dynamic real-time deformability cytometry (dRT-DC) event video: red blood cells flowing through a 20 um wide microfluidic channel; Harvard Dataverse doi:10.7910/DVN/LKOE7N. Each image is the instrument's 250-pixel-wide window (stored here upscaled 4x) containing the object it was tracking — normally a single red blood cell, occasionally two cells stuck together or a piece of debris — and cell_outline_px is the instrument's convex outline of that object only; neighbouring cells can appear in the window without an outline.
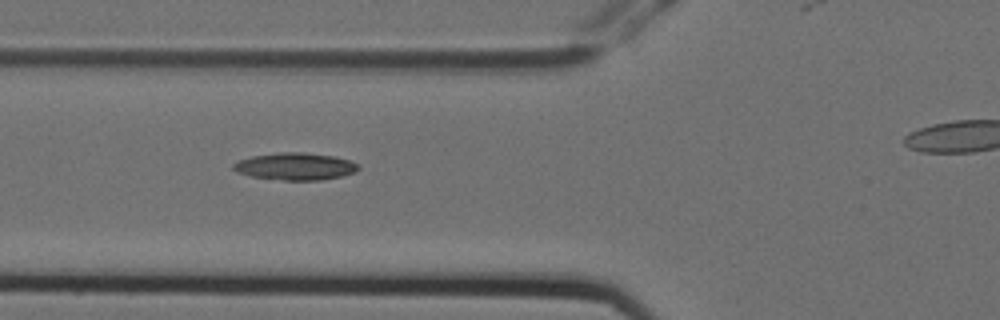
{"species": "Egyptian fruit bat (a non-hibernating species)", "species_latin": "Rousettus aegyptiacus", "temperature_condition": "cold", "stored_images_in_passage": 7, "camera_frame_rate_fps": 3000, "um_per_image_px": 0.085, "animal": {"sex": "female"}, "frame": {"image": 1, "passage_image": 4, "time_ms": 1.0, "image_size_px": [1000, 320], "cell_outline_px": [[360, 168], [356, 172], [340, 176], [320, 180], [284, 180], [252, 176], [236, 172], [232, 168], [232, 164], [240, 160], [252, 156], [280, 152], [304, 152], [332, 156], [348, 160], [360, 164]], "centroid_in_image_um": [25.11, 14.14], "position_along_channel_um": 100.7, "area_um2": 19.71}}
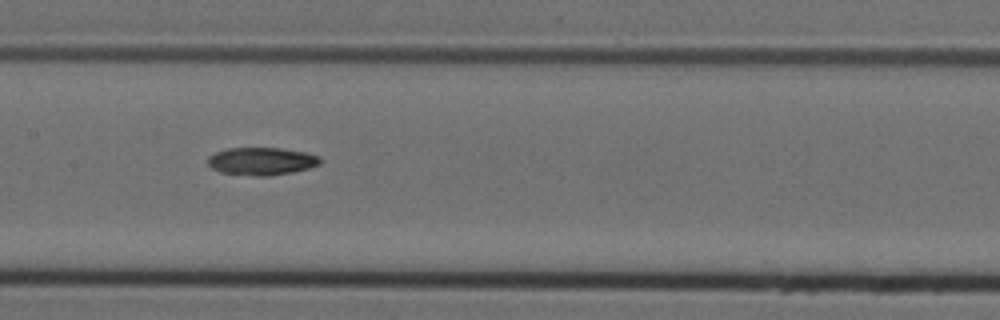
{"frame": {"image": 2, "passage_image": 6, "time_ms": 1.667, "image_size_px": [1000, 320], "cell_outline_px": [[320, 164], [308, 168], [292, 172], [268, 176], [256, 176], [220, 172], [212, 168], [208, 164], [208, 156], [216, 152], [228, 148], [280, 148], [308, 152], [320, 156]], "centroid_in_image_um": [22.24, 13.7], "position_along_channel_um": 185.2, "area_um2": 18.15}}
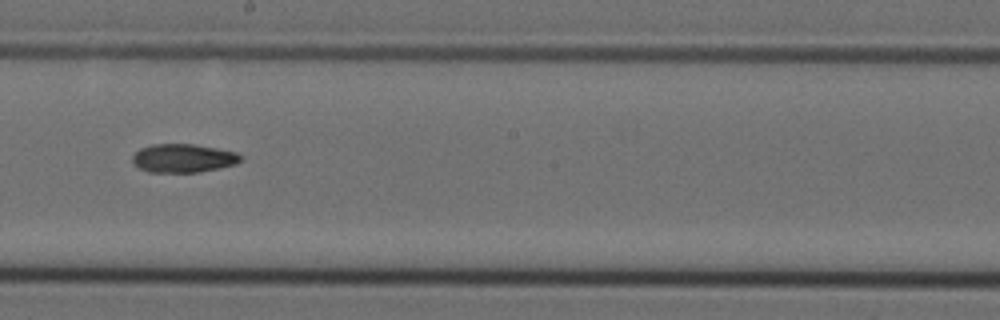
{"frame": {"image": 3, "passage_image": 7, "time_ms": 2.0, "image_size_px": [1000, 320], "cell_outline_px": [[240, 160], [236, 164], [200, 172], [148, 172], [140, 168], [132, 160], [132, 156], [140, 148], [152, 144], [192, 144], [216, 148], [236, 152], [240, 156]], "centroid_in_image_um": [15.55, 13.44], "position_along_channel_um": 232.6, "area_um2": 17.8}}